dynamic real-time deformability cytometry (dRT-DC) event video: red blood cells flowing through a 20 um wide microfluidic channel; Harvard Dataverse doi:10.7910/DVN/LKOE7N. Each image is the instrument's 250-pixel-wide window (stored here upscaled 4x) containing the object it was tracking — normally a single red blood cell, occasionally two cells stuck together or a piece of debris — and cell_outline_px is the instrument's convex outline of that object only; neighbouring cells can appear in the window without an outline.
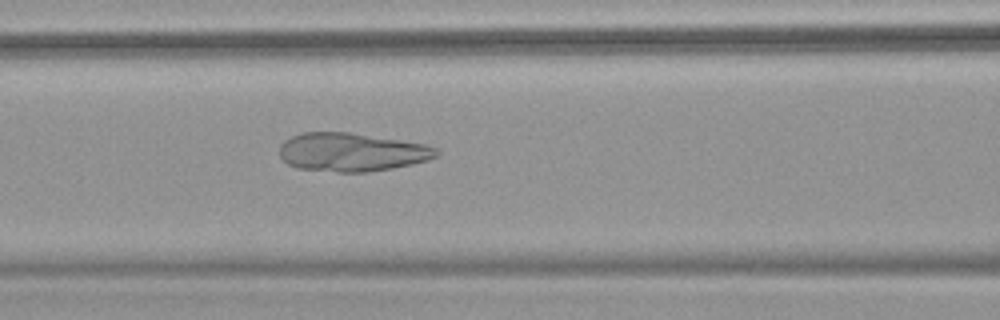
{"species": "common noctule bat (a hibernating species)", "species_latin": "Nyctalus noctula", "temperature_condition": "warm", "stored_images_in_passage": 32, "camera_frame_rate_fps": 3000, "um_per_image_px": 0.085, "animal": {"sex": "female", "body_mass_g": 18.4}, "frame": {"image": 1, "passage_image": 8, "time_ms": 2.333, "image_size_px": [1000, 320], "cell_outline_px": [[440, 152], [436, 156], [428, 160], [412, 164], [392, 168], [368, 172], [336, 172], [296, 168], [288, 164], [280, 156], [280, 144], [284, 140], [292, 136], [304, 132], [348, 132], [400, 140], [424, 144], [436, 148]], "centroid_in_image_um": [29.87, 12.93], "position_along_channel_um": 136.7, "area_um2": 35.14}}
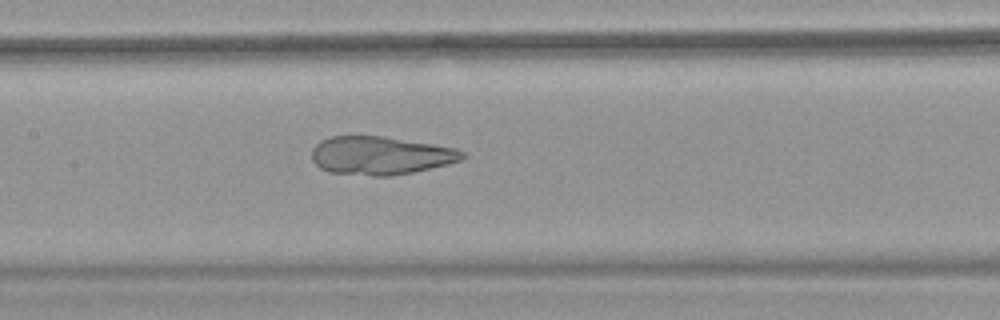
{"frame": {"image": 2, "passage_image": 11, "time_ms": 3.333, "image_size_px": [1000, 320], "cell_outline_px": [[468, 156], [460, 160], [448, 164], [412, 172], [392, 176], [372, 176], [328, 172], [320, 168], [312, 160], [312, 148], [320, 140], [332, 136], [384, 136], [456, 148], [464, 152]], "centroid_in_image_um": [32.33, 13.22], "position_along_channel_um": 175.1, "area_um2": 33.7}}
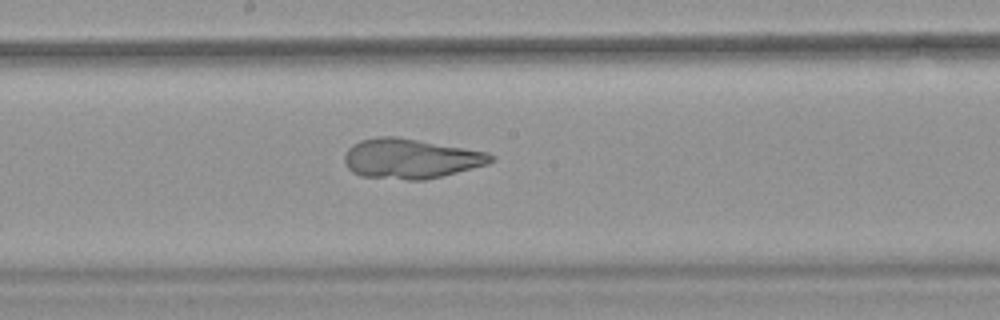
{"frame": {"image": 3, "passage_image": 14, "time_ms": 4.333, "image_size_px": [1000, 320], "cell_outline_px": [[496, 160], [488, 164], [424, 180], [408, 180], [360, 176], [352, 172], [348, 168], [344, 160], [344, 156], [348, 148], [352, 144], [360, 140], [376, 136], [396, 136], [488, 152], [496, 156]], "centroid_in_image_um": [34.89, 13.47], "position_along_channel_um": 213.3, "area_um2": 34.1}}